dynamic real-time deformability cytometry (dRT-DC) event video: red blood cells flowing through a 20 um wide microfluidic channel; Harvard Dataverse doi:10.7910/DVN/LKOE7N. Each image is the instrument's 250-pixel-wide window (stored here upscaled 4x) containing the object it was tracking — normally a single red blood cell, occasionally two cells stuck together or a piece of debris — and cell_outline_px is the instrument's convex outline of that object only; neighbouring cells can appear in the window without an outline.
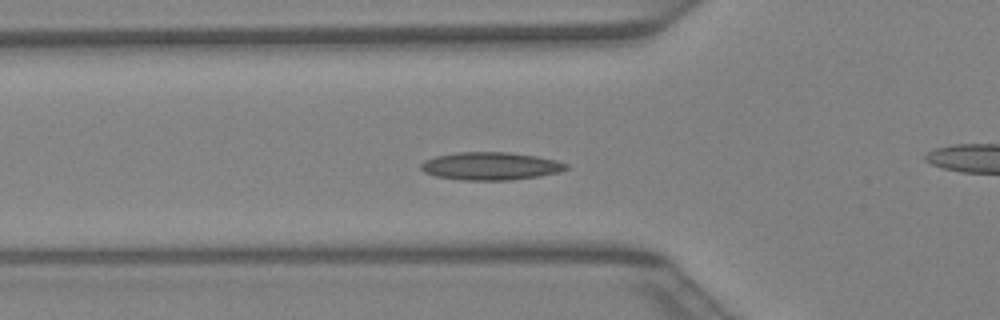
{"species": "Egyptian fruit bat (a non-hibernating species)", "species_latin": "Rousettus aegyptiacus", "temperature_condition": "warm", "stored_images_in_passage": 38, "camera_frame_rate_fps": 3000, "um_per_image_px": 0.085, "animal": {"sex": "female"}, "frame": {"image": 1, "passage_image": 10, "time_ms": 3.0, "image_size_px": [1000, 320], "cell_outline_px": [[568, 168], [560, 172], [540, 176], [512, 180], [464, 180], [436, 176], [424, 172], [420, 168], [420, 164], [424, 160], [436, 156], [460, 152], [508, 152], [536, 156], [556, 160], [568, 164]], "centroid_in_image_um": [41.71, 14.12], "position_along_channel_um": 84.1, "area_um2": 23.58}}
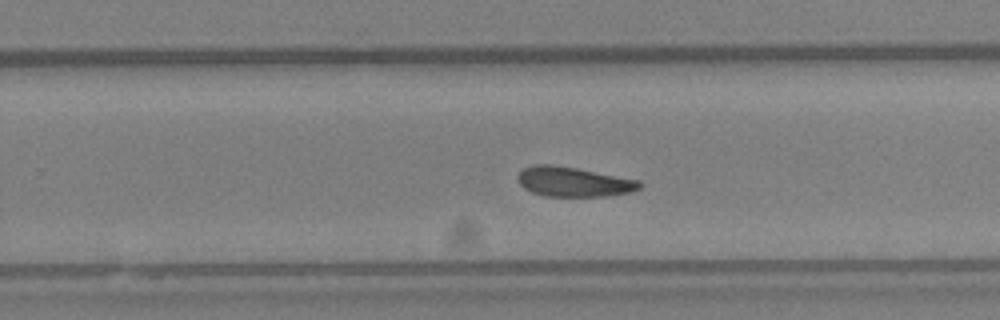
{"frame": {"image": 2, "passage_image": 22, "time_ms": 7.0, "image_size_px": [1000, 320], "cell_outline_px": [[640, 188], [632, 192], [604, 196], [544, 196], [532, 192], [524, 188], [520, 184], [516, 176], [524, 168], [532, 164], [552, 164], [576, 168], [640, 180]], "centroid_in_image_um": [48.72, 15.45], "position_along_channel_um": 281.1, "area_um2": 21.1}}
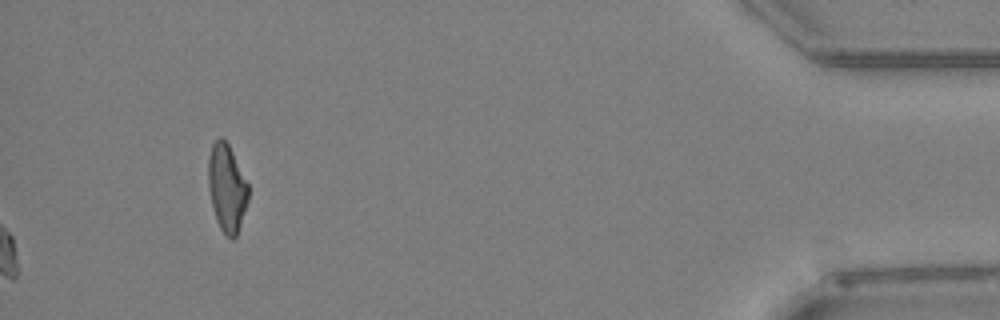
{"frame": {"image": 3, "passage_image": 38, "time_ms": 12.333, "image_size_px": [1000, 320], "cell_outline_px": [[248, 200], [236, 236], [232, 240], [220, 228], [216, 220], [212, 208], [208, 188], [208, 156], [212, 144], [220, 136], [228, 144], [248, 184]], "centroid_in_image_um": [19.26, 15.97], "position_along_channel_um": 415.9, "area_um2": 20.23}}